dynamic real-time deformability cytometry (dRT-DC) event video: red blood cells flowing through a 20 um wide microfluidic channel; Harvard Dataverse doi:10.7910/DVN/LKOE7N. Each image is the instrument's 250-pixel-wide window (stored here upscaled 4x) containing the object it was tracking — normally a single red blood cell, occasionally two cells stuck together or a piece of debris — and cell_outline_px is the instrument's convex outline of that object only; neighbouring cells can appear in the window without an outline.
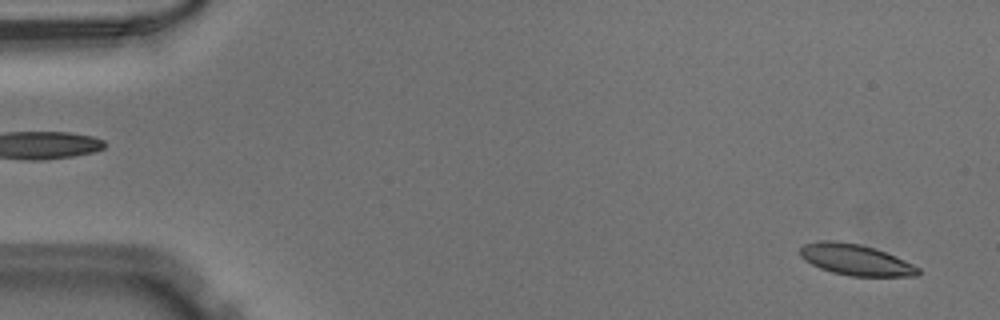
{"species": "Egyptian fruit bat (a non-hibernating species)", "species_latin": "Rousettus aegyptiacus", "temperature_condition": "warm", "stored_images_in_passage": 14, "camera_frame_rate_fps": 3000, "um_per_image_px": 0.085, "animal": {"sex": "male"}, "frame": {"image": 1, "passage_image": 2, "time_ms": 0.333, "image_size_px": [1000, 320], "cell_outline_px": [[920, 272], [916, 276], [852, 276], [832, 272], [820, 268], [804, 260], [800, 256], [800, 248], [804, 244], [820, 240], [832, 240], [860, 244], [876, 248], [904, 260], [920, 268]], "centroid_in_image_um": [72.71, 22.07], "position_along_channel_um": 12.3, "area_um2": 21.33}}